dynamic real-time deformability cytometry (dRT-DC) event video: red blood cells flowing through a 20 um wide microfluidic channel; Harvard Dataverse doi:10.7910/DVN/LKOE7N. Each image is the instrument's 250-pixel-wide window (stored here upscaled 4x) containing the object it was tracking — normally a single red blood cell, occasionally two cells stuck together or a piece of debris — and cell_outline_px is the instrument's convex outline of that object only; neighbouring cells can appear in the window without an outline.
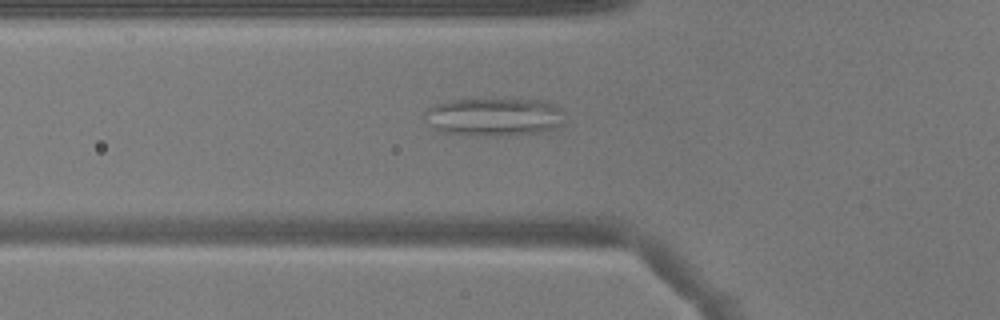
{"species": "common noctule bat (a hibernating species)", "species_latin": "Nyctalus noctula", "temperature_condition": "warm", "stored_images_in_passage": 46, "camera_frame_rate_fps": 3000, "um_per_image_px": 0.085, "animal": {"sex": "male", "body_mass_g": 17.9}, "frame": {"image": 1, "passage_image": 14, "time_ms": 4.333, "image_size_px": [1000, 320], "cell_outline_px": [[564, 108], [560, 124], [552, 128], [536, 132], [508, 136], [476, 136], [444, 132], [432, 128], [428, 124], [424, 112], [432, 104], [448, 100], [548, 100]], "centroid_in_image_um": [41.97, 9.93], "position_along_channel_um": 83.8, "area_um2": 31.21}}
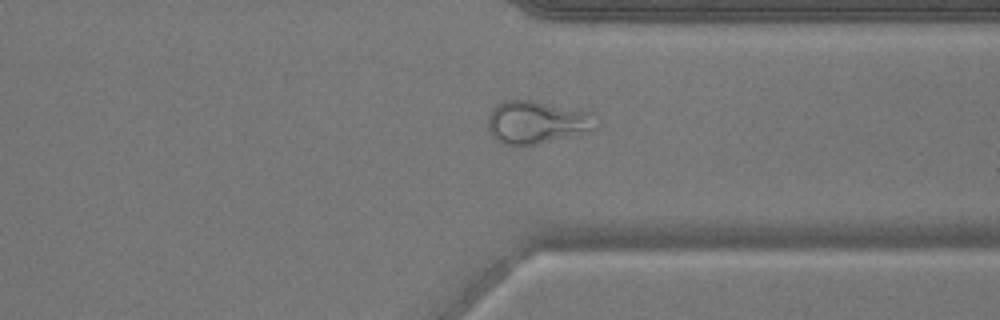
{"frame": {"image": 2, "passage_image": 35, "time_ms": 11.333, "image_size_px": [1000, 320], "cell_outline_px": [[600, 128], [596, 132], [536, 144], [504, 144], [496, 140], [492, 136], [488, 128], [488, 116], [492, 108], [496, 104], [504, 100], [532, 100], [588, 112], [600, 120]], "centroid_in_image_um": [45.71, 10.4], "position_along_channel_um": 365.7, "area_um2": 27.51}}
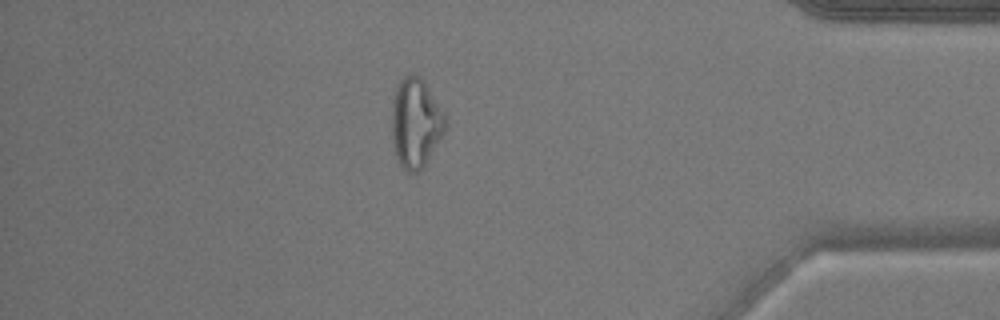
{"frame": {"image": 3, "passage_image": 40, "time_ms": 13.0, "image_size_px": [1000, 320], "cell_outline_px": [[448, 124], [444, 132], [428, 160], [416, 172], [404, 172], [396, 156], [392, 136], [392, 104], [396, 84], [408, 72], [420, 76], [424, 80], [444, 116]], "centroid_in_image_um": [35.31, 10.42], "position_along_channel_um": 399.9, "area_um2": 27.8}}